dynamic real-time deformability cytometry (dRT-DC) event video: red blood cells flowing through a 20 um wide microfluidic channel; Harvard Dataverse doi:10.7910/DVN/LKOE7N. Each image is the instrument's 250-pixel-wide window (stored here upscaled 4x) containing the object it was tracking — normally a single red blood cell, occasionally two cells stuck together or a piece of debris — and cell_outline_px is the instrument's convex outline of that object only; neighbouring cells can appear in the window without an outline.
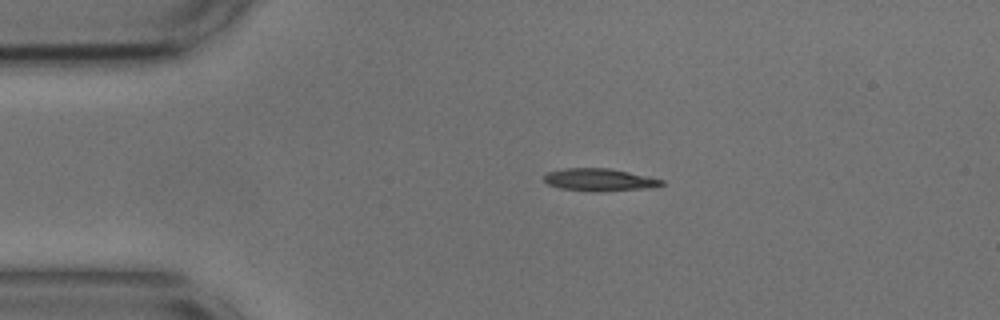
{"species": "common noctule bat (a hibernating species)", "species_latin": "Nyctalus noctula", "temperature_condition": "cold", "stored_images_in_passage": 44, "camera_frame_rate_fps": 3000, "um_per_image_px": 0.085, "animal": {"sex": "male", "body_mass_g": 17.9, "forearm_length_mm": 54.2}, "frame": {"image": 1, "passage_image": 1, "time_ms": 0.0, "image_size_px": [1000, 320], "cell_outline_px": [[664, 184], [652, 188], [560, 188], [548, 184], [544, 180], [544, 176], [548, 172], [564, 168], [612, 168], [648, 176], [664, 180]], "centroid_in_image_um": [50.96, 15.2], "position_along_channel_um": 34.0, "area_um2": 14.22}}
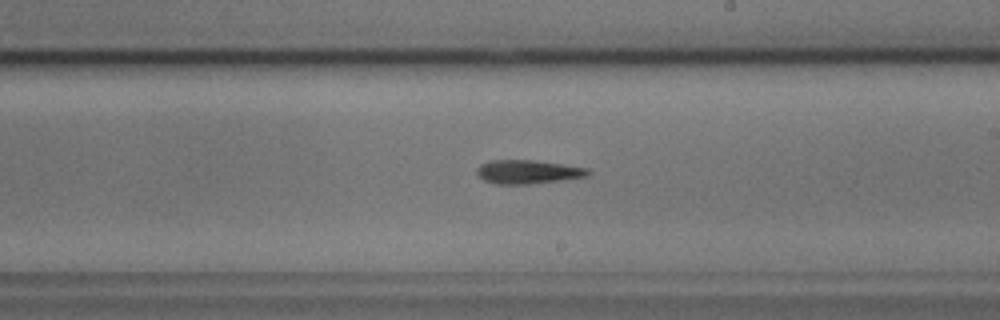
{"frame": {"image": 2, "passage_image": 21, "time_ms": 6.667, "image_size_px": [1000, 320], "cell_outline_px": [[592, 172], [588, 176], [560, 180], [528, 184], [496, 184], [484, 180], [476, 176], [476, 168], [480, 164], [492, 160], [536, 160], [588, 168]], "centroid_in_image_um": [44.84, 14.6], "position_along_channel_um": 244.2, "area_um2": 15.49}}
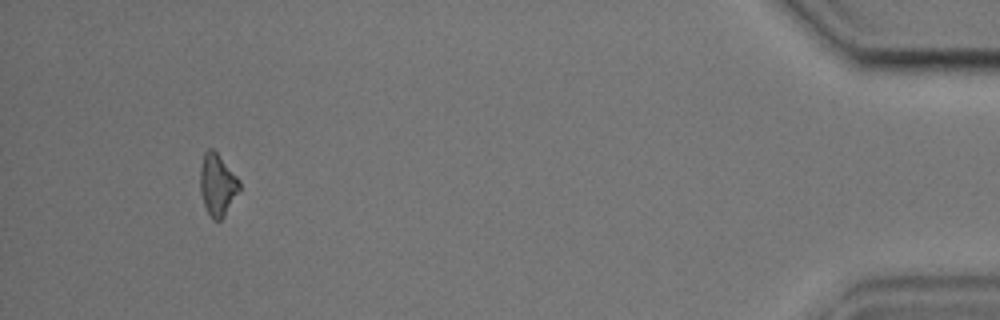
{"frame": {"image": 3, "passage_image": 41, "time_ms": 13.333, "image_size_px": [1000, 320], "cell_outline_px": [[240, 188], [224, 216], [220, 220], [212, 220], [204, 204], [200, 192], [200, 164], [204, 152], [208, 148], [212, 148], [216, 152], [240, 180]], "centroid_in_image_um": [18.46, 15.68], "position_along_channel_um": 416.7, "area_um2": 14.05}, "authors_computed_cell_mechanics": {"area_um2": 15.0858, "velocity_mm_per_s": 3.6677, "shape_relaxation_time_tau1_ms": null, "shape_relaxation_time_tau2_ms": 4.9347, "deformation_change_tau1": null, "deformation_change_tau2": 0.1922}}